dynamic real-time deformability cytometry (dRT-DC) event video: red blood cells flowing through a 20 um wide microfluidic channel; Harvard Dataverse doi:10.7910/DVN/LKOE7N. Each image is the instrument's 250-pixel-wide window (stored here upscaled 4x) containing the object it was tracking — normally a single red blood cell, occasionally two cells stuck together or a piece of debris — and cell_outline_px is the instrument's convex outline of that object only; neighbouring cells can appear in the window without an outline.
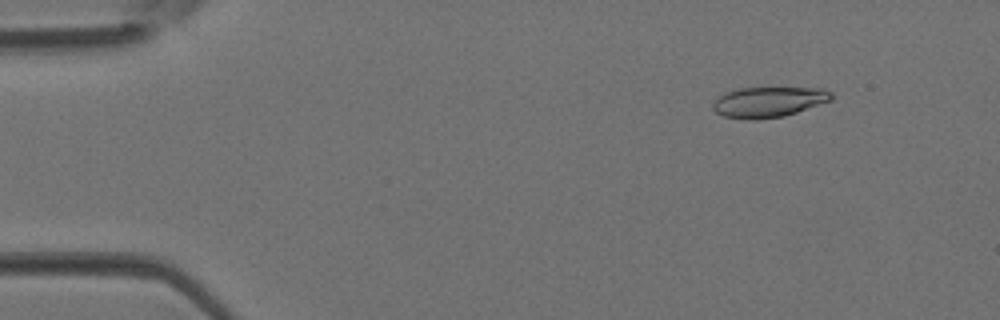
{"species": "Egyptian fruit bat (a non-hibernating species)", "species_latin": "Rousettus aegyptiacus", "temperature_condition": "room temperature", "stored_images_in_passage": 4, "camera_frame_rate_fps": 3000, "um_per_image_px": 0.085, "animal": {"sex": "female"}, "frame": {"image": 1, "passage_image": 1, "time_ms": 0.0, "image_size_px": [1000, 320], "cell_outline_px": [[832, 100], [784, 116], [756, 120], [748, 120], [724, 116], [716, 112], [712, 108], [712, 104], [724, 92], [740, 88], [824, 88], [832, 92]], "centroid_in_image_um": [65.32, 8.67], "position_along_channel_um": 19.7, "area_um2": 20.98}}
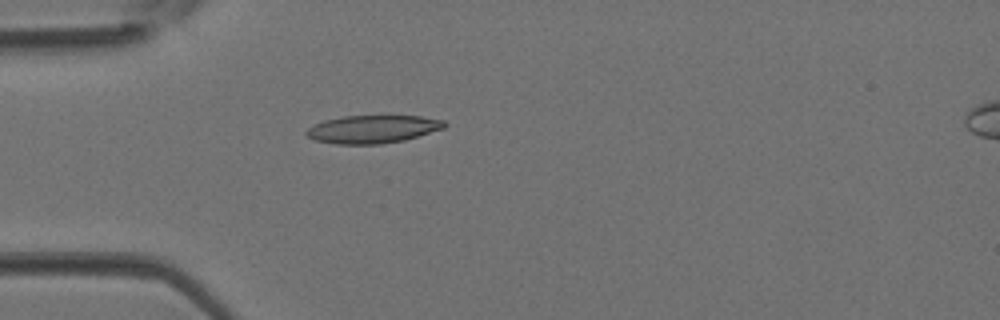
{"frame": {"image": 2, "passage_image": 3, "time_ms": 0.667, "image_size_px": [1000, 320], "cell_outline_px": [[448, 124], [444, 128], [404, 140], [380, 144], [336, 144], [316, 140], [308, 136], [304, 132], [308, 128], [324, 120], [344, 116], [420, 116], [444, 120]], "centroid_in_image_um": [31.69, 10.98], "position_along_channel_um": 53.3, "area_um2": 22.31}}